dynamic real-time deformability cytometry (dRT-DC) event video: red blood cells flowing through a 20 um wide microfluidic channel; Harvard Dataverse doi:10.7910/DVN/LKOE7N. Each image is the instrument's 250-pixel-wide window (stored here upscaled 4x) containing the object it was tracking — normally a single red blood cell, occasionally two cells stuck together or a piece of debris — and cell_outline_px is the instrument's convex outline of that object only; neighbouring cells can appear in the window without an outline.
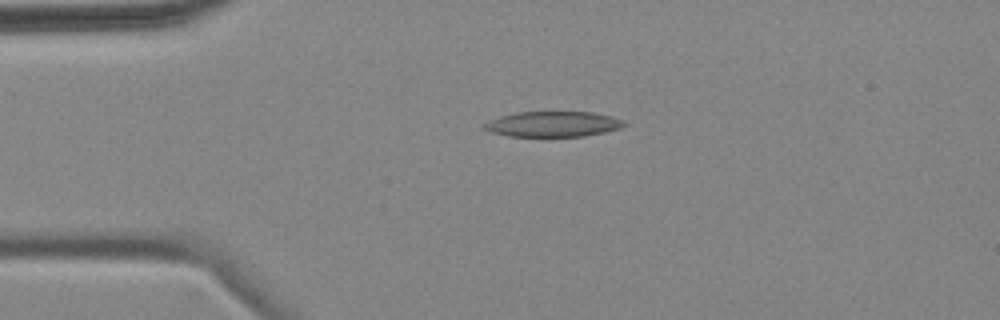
{"species": "common noctule bat (a hibernating species)", "species_latin": "Nyctalus noctula", "temperature_condition": "cold", "stored_images_in_passage": 2, "camera_frame_rate_fps": 3000, "um_per_image_px": 0.085, "animal": {"sex": "female", "body_mass_g": 18.4}, "frame": {"image": 1, "passage_image": 1, "time_ms": 0.0, "image_size_px": [1000, 320], "cell_outline_px": [[628, 124], [620, 128], [604, 132], [584, 136], [508, 136], [492, 132], [484, 128], [484, 124], [492, 120], [516, 112], [592, 112], [612, 116], [624, 120]], "centroid_in_image_um": [47.08, 10.55], "position_along_channel_um": 37.9, "area_um2": 20.46}}